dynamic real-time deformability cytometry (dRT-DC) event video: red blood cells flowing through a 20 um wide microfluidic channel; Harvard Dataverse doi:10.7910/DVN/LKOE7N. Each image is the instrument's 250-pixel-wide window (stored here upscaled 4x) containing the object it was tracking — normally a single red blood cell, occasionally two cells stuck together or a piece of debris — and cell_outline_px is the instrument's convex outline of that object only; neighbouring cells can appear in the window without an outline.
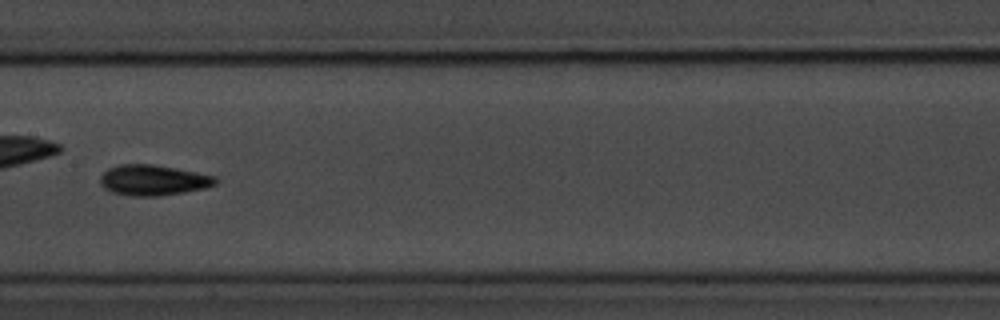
{"species": "common noctule bat (a hibernating species)", "species_latin": "Nyctalus noctula", "temperature_condition": "room temperature", "stored_images_in_passage": 6, "camera_frame_rate_fps": 3000, "um_per_image_px": 0.085, "animal": {"sex": "male", "body_mass_g": 20.1, "forearm_length_mm": 53.5}, "frame": {"image": 1, "passage_image": 6, "time_ms": 6.0, "image_size_px": [1000, 320], "cell_outline_px": [[220, 180], [216, 184], [204, 188], [184, 192], [160, 196], [132, 196], [112, 192], [104, 188], [100, 184], [100, 176], [108, 168], [120, 164], [152, 164], [176, 168], [216, 176]], "centroid_in_image_um": [13.03, 15.31], "position_along_channel_um": 194.4, "area_um2": 20.63}}